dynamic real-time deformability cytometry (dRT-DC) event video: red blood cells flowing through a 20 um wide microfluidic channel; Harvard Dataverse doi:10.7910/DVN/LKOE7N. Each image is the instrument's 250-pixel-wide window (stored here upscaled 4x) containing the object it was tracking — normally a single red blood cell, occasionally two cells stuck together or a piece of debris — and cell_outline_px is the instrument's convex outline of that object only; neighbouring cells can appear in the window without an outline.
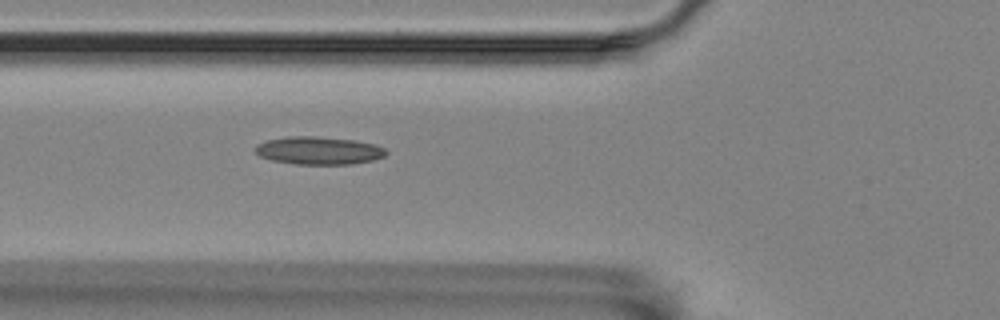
{"species": "Egyptian fruit bat (a non-hibernating species)", "species_latin": "Rousettus aegyptiacus", "temperature_condition": "room temperature", "stored_images_in_passage": 5, "camera_frame_rate_fps": 3000, "um_per_image_px": 0.085, "animal": {"sex": "female"}, "frame": {"image": 1, "passage_image": 5, "time_ms": 1.333, "image_size_px": [1000, 320], "cell_outline_px": [[388, 152], [384, 156], [372, 160], [352, 164], [296, 164], [272, 160], [260, 156], [256, 152], [256, 144], [268, 140], [288, 136], [312, 136], [352, 140], [376, 144], [384, 148]], "centroid_in_image_um": [27.1, 12.8], "position_along_channel_um": 98.7, "area_um2": 21.04}}